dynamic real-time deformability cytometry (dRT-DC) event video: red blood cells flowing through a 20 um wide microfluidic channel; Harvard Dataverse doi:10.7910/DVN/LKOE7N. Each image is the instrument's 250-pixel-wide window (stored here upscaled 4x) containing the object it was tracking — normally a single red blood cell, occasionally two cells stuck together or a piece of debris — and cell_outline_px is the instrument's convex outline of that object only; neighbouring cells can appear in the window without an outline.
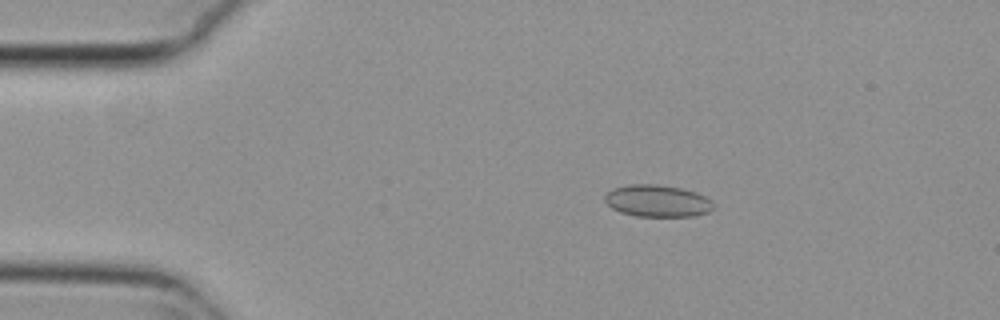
{"species": "common noctule bat (a hibernating species)", "species_latin": "Nyctalus noctula", "temperature_condition": "cold", "stored_images_in_passage": 2, "camera_frame_rate_fps": 3000, "um_per_image_px": 0.085, "animal": {"sex": "female", "body_mass_g": 29.2, "forearm_length_mm": 56.3}, "frame": {"image": 1, "passage_image": 2, "time_ms": 0.333, "image_size_px": [1000, 320], "cell_outline_px": [[700, 212], [680, 216], [648, 216], [628, 212], [616, 208], [612, 204], [620, 188], [672, 188], [688, 192], [696, 196]], "centroid_in_image_um": [55.8, 17.16], "position_along_channel_um": 29.2, "area_um2": 14.91}}